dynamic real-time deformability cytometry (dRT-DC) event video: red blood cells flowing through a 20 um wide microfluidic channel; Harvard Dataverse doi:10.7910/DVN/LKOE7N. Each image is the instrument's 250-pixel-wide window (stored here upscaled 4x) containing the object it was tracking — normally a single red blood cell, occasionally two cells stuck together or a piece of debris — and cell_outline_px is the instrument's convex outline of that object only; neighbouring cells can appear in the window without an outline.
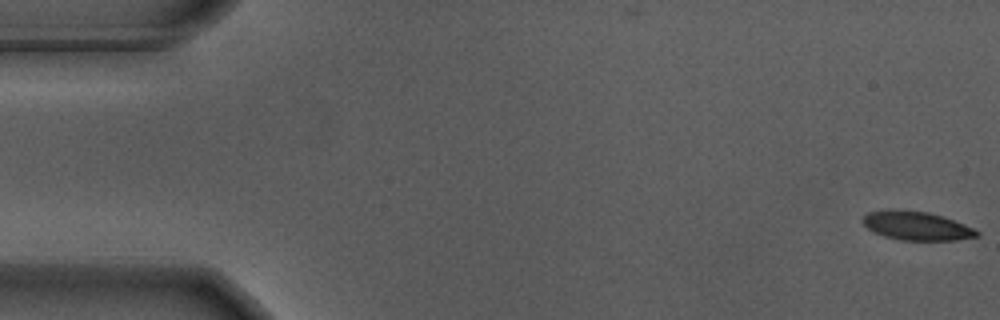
{"species": "Egyptian fruit bat (a non-hibernating species)", "species_latin": "Rousettus aegyptiacus", "temperature_condition": "warm", "stored_images_in_passage": 57, "camera_frame_rate_fps": 3000, "um_per_image_px": 0.085, "animal": {"sex": "male"}, "frame": {"image": 1, "passage_image": 1, "time_ms": 0.0, "image_size_px": [1000, 320], "cell_outline_px": [[980, 236], [956, 240], [900, 240], [884, 236], [872, 232], [864, 224], [864, 216], [868, 212], [888, 208], [892, 208], [928, 212], [944, 216], [964, 224], [980, 232]], "centroid_in_image_um": [77.9, 19.18], "position_along_channel_um": 7.1, "area_um2": 19.31}}
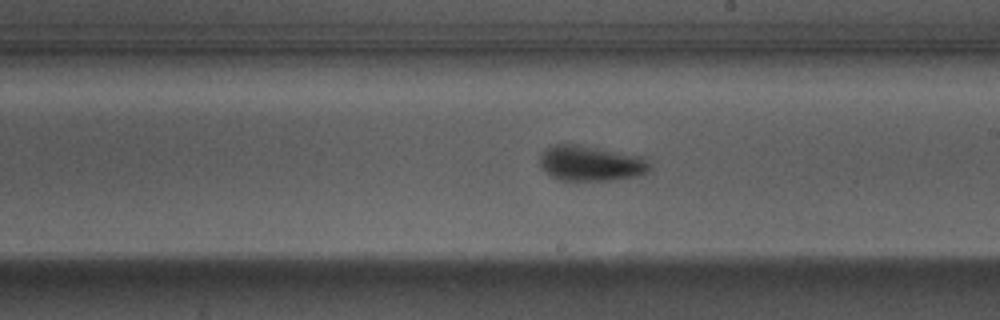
{"frame": {"image": 2, "passage_image": 32, "time_ms": 10.333, "image_size_px": [1000, 320], "cell_outline_px": [[652, 168], [644, 176], [576, 184], [560, 180], [552, 176], [540, 164], [540, 152], [544, 148], [556, 144], [576, 144], [644, 156]], "centroid_in_image_um": [50.25, 13.92], "position_along_channel_um": 238.8, "area_um2": 23.58}}
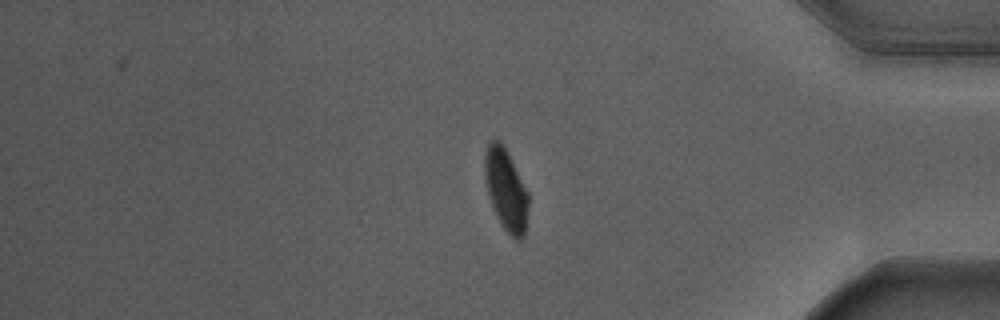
{"frame": {"image": 3, "passage_image": 47, "time_ms": 15.333, "image_size_px": [1000, 320], "cell_outline_px": [[528, 208], [524, 236], [520, 240], [516, 240], [504, 228], [492, 204], [488, 192], [484, 172], [484, 156], [488, 144], [492, 140], [500, 140], [528, 192]], "centroid_in_image_um": [43.01, 16.12], "position_along_channel_um": 392.2, "area_um2": 20.11}, "authors_computed_cell_mechanics": {"area_um2": 21.097, "velocity_mm_per_s": 3.6508, "shape_relaxation_time_tau1_ms": 3.3125, "shape_relaxation_time_tau2_ms": 0.9731, "deformation_change_tau1": 0.1579, "deformation_change_tau2": 0.0397}}